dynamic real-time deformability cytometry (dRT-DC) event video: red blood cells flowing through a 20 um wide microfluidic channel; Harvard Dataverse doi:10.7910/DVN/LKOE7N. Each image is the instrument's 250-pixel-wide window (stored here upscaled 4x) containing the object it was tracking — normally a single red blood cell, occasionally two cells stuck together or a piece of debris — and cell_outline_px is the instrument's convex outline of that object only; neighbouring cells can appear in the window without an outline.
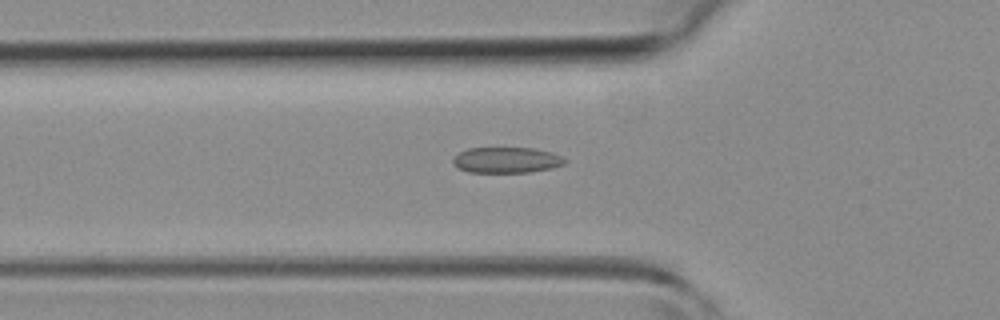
{"species": "common noctule bat (a hibernating species)", "species_latin": "Nyctalus noctula", "temperature_condition": "room temperature", "stored_images_in_passage": 45, "camera_frame_rate_fps": 3000, "um_per_image_px": 0.085, "animal": {"sex": "female", "body_mass_g": 19.3, "forearm_length_mm": 54.1}, "frame": {"image": 1, "passage_image": 15, "time_ms": 4.667, "image_size_px": [1000, 320], "cell_outline_px": [[568, 160], [564, 164], [552, 168], [528, 172], [468, 172], [456, 168], [452, 164], [452, 160], [460, 152], [468, 148], [532, 148], [552, 152]], "centroid_in_image_um": [43.04, 13.61], "position_along_channel_um": 82.8, "area_um2": 16.82}}
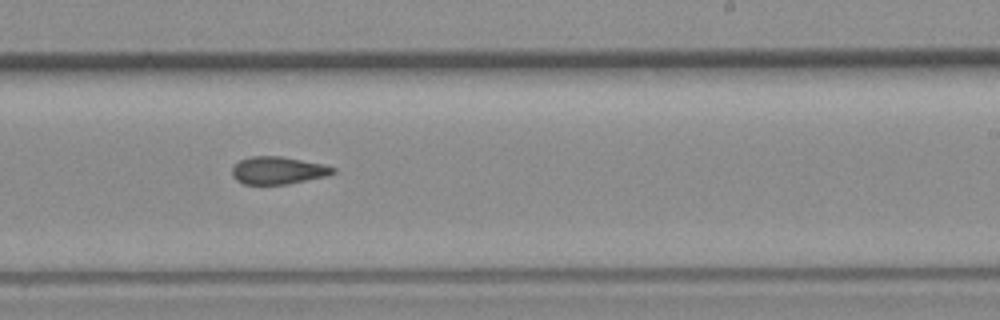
{"frame": {"image": 2, "passage_image": 27, "time_ms": 8.667, "image_size_px": [1000, 320], "cell_outline_px": [[336, 172], [328, 176], [288, 184], [244, 184], [236, 180], [232, 176], [232, 168], [240, 160], [248, 156], [280, 156], [324, 164], [336, 168]], "centroid_in_image_um": [23.65, 14.48], "position_along_channel_um": 265.4, "area_um2": 16.3}}
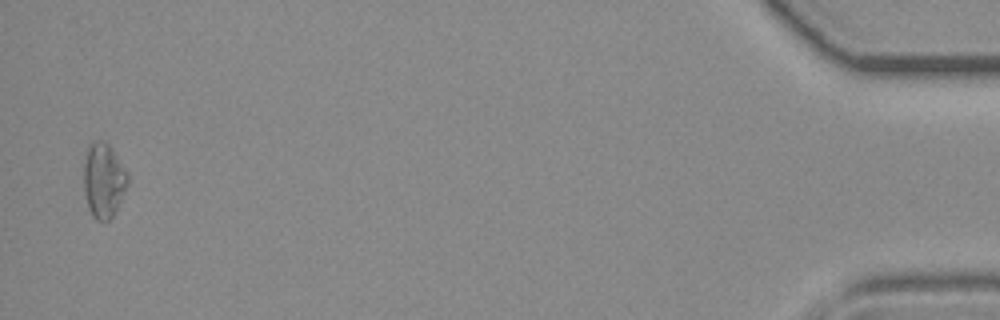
{"frame": {"image": 3, "passage_image": 44, "time_ms": 14.333, "image_size_px": [1000, 320], "cell_outline_px": [[128, 184], [112, 216], [108, 220], [96, 220], [92, 216], [88, 208], [84, 188], [84, 164], [88, 148], [96, 140], [104, 140], [108, 144], [128, 176]], "centroid_in_image_um": [8.78, 15.35], "position_along_channel_um": 426.4, "area_um2": 18.5}}